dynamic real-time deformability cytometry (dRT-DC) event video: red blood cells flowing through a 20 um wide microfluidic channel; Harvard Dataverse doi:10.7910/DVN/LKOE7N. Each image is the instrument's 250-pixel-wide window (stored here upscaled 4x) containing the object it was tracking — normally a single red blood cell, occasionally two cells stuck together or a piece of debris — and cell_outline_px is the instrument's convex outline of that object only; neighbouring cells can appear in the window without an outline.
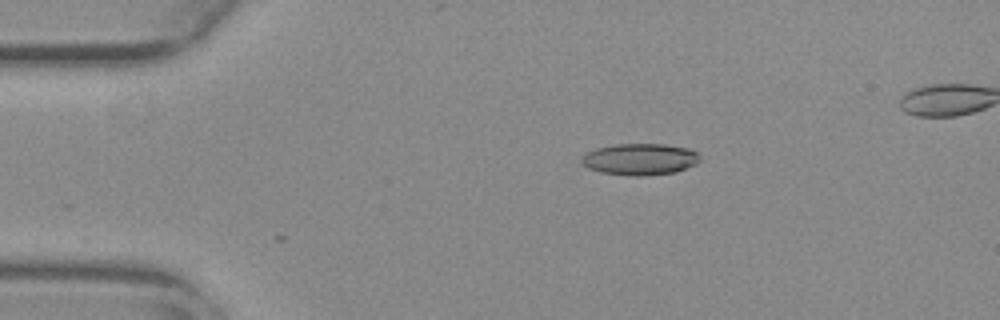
{"species": "common noctule bat (a hibernating species)", "species_latin": "Nyctalus noctula", "temperature_condition": "warm", "stored_images_in_passage": 2, "camera_frame_rate_fps": 3000, "um_per_image_px": 0.085, "animal": {"sex": "female", "body_mass_g": 29.2, "forearm_length_mm": 56.3}, "frame": {"image": 1, "passage_image": 1, "time_ms": 0.0, "image_size_px": [1000, 320], "cell_outline_px": [[700, 160], [696, 164], [676, 172], [644, 176], [636, 176], [600, 172], [588, 168], [580, 164], [580, 156], [596, 148], [616, 144], [664, 144], [692, 148], [700, 156]], "centroid_in_image_um": [54.39, 13.53], "position_along_channel_um": 30.6, "area_um2": 22.02}}